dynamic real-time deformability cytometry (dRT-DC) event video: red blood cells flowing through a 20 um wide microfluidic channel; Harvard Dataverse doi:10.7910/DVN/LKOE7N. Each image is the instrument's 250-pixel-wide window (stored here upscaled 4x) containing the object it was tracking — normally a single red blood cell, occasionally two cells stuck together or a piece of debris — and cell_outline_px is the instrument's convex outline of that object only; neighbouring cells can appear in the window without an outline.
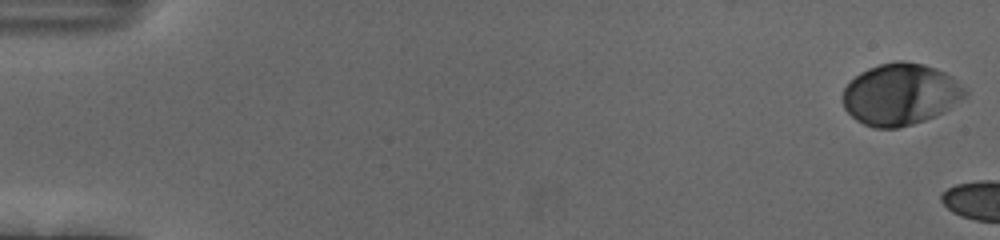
{"species": "human", "species_latin": "Homo sapiens", "temperature_condition": "cold", "stored_images_in_passage": 8, "camera_frame_rate_fps": 3000, "um_per_image_px": 0.085, "donor": {"sex": "female"}, "frame": {"image": 1, "passage_image": 1, "time_ms": 0.0, "image_size_px": [1000, 240], "cell_outline_px": [[968, 96], [944, 112], [936, 116], [900, 128], [876, 128], [864, 124], [856, 120], [844, 108], [844, 88], [860, 72], [868, 68], [880, 64], [896, 60], [904, 60], [924, 64], [936, 68], [952, 76], [968, 88]], "centroid_in_image_um": [76.6, 8.01], "position_along_channel_um": 8.4, "area_um2": 44.27}}